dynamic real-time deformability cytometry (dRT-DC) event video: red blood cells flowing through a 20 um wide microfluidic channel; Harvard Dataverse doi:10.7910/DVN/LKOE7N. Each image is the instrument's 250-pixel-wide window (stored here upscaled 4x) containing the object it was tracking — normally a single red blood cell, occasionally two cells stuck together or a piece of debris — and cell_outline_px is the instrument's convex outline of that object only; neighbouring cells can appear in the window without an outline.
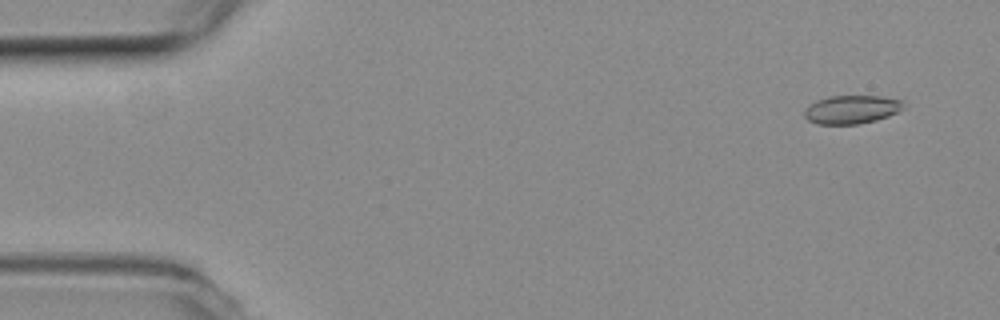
{"species": "common noctule bat (a hibernating species)", "species_latin": "Nyctalus noctula", "temperature_condition": "room temperature", "stored_images_in_passage": 56, "camera_frame_rate_fps": 3000, "um_per_image_px": 0.085, "animal": {"sex": "female", "body_mass_g": 19.3, "forearm_length_mm": 54.1}, "frame": {"image": 1, "passage_image": 4, "time_ms": 1.0, "image_size_px": [1000, 320], "cell_outline_px": [[904, 108], [888, 116], [876, 120], [856, 124], [816, 124], [808, 120], [804, 116], [804, 108], [808, 104], [816, 100], [828, 96], [880, 96], [904, 100]], "centroid_in_image_um": [72.36, 9.3], "position_along_channel_um": 12.6, "area_um2": 16.59}}
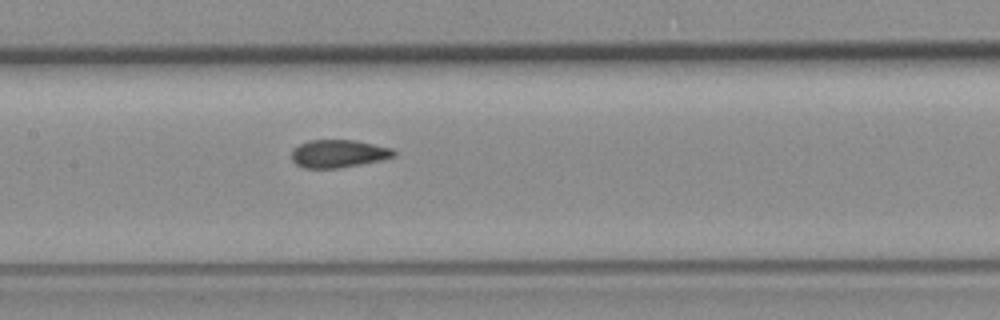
{"frame": {"image": 2, "passage_image": 27, "time_ms": 8.667, "image_size_px": [1000, 320], "cell_outline_px": [[396, 156], [380, 160], [340, 168], [304, 168], [296, 164], [292, 160], [292, 148], [308, 140], [356, 140], [392, 148], [396, 152]], "centroid_in_image_um": [28.76, 13.05], "position_along_channel_um": 178.6, "area_um2": 16.65}}
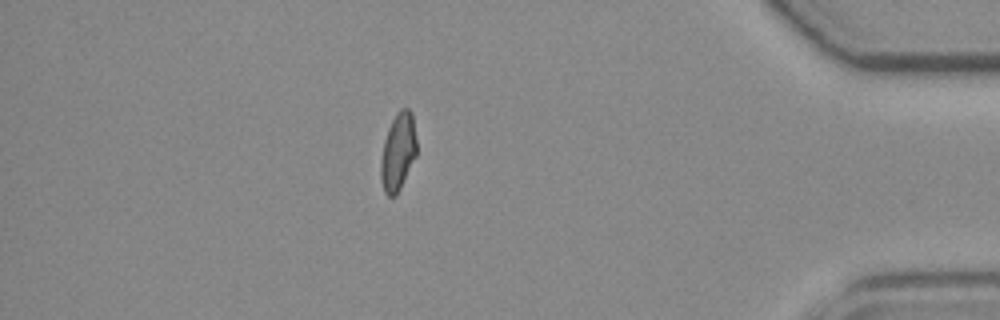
{"frame": {"image": 3, "passage_image": 49, "time_ms": 16.0, "image_size_px": [1000, 320], "cell_outline_px": [[416, 156], [396, 196], [388, 196], [384, 192], [380, 180], [380, 160], [384, 140], [388, 128], [396, 112], [400, 108], [408, 108], [412, 112], [416, 140]], "centroid_in_image_um": [33.81, 12.9], "position_along_channel_um": 401.4, "area_um2": 16.36}, "authors_computed_cell_mechanics": {"area_um2": 16.762, "velocity_mm_per_s": 3.6655, "shape_relaxation_time_tau1_ms": null, "shape_relaxation_time_tau2_ms": 1.17, "deformation_change_tau1": null, "deformation_change_tau2": 0.0679}}